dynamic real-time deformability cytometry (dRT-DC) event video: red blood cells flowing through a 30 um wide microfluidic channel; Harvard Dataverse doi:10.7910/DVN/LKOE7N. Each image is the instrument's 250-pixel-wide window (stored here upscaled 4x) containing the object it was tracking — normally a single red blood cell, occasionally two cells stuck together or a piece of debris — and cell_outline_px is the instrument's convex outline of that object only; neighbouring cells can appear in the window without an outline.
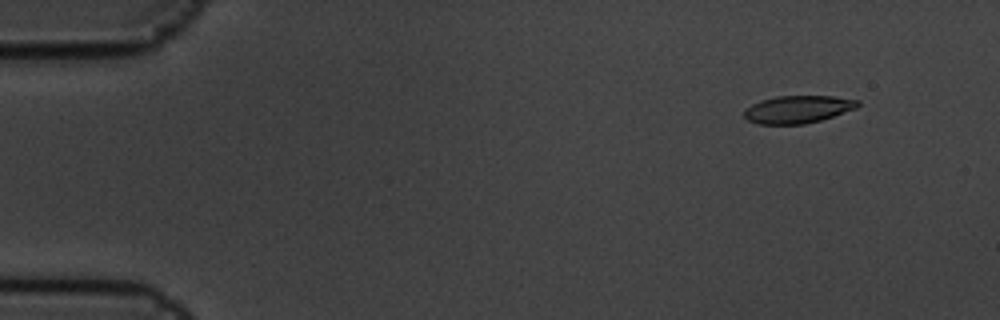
{"species": "common noctule bat (a hibernating species)", "species_latin": "Nyctalus noctula", "temperature_condition": "cold", "stored_images_in_passage": 6, "camera_frame_rate_fps": 3000, "um_per_image_px": 0.085, "animal": {"sex": "male", "body_mass_g": 19.5, "forearm_length_mm": 54.6}, "frame": {"image": 1, "passage_image": 2, "time_ms": 0.333, "image_size_px": [1000, 320], "cell_outline_px": [[860, 104], [856, 108], [820, 120], [804, 124], [756, 124], [748, 120], [744, 116], [744, 112], [752, 104], [776, 96], [832, 96], [860, 100]], "centroid_in_image_um": [67.83, 9.29], "position_along_channel_um": 17.2, "area_um2": 18.03}}
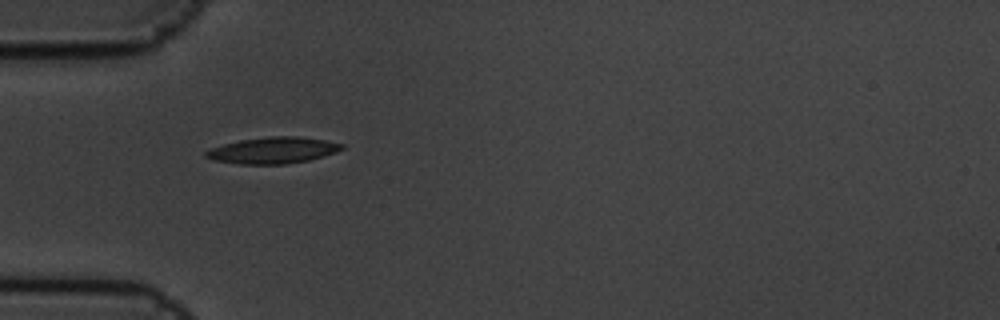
{"frame": {"image": 2, "passage_image": 5, "time_ms": 1.333, "image_size_px": [1000, 320], "cell_outline_px": [[344, 148], [336, 152], [324, 156], [308, 160], [284, 164], [240, 164], [216, 160], [204, 156], [204, 152], [208, 148], [240, 140], [268, 136], [296, 136], [324, 140], [344, 144]], "centroid_in_image_um": [23.19, 12.77], "position_along_channel_um": 61.8, "area_um2": 20.81}}
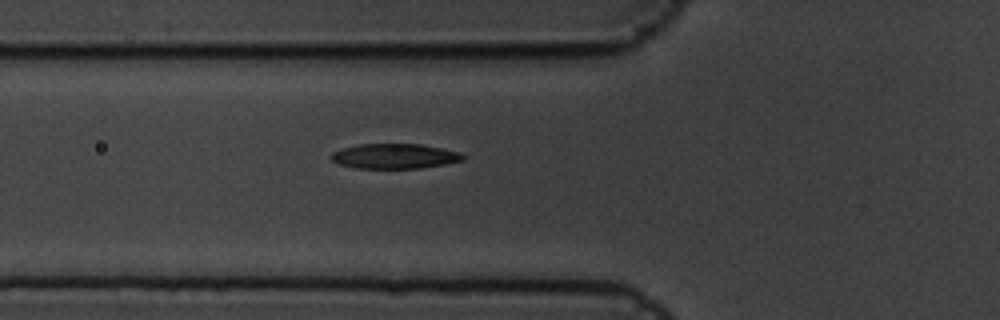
{"frame": {"image": 3, "passage_image": 6, "time_ms": 1.667, "image_size_px": [1000, 320], "cell_outline_px": [[468, 156], [464, 160], [444, 164], [420, 168], [356, 168], [340, 164], [332, 160], [328, 156], [332, 152], [340, 148], [360, 144], [420, 144], [460, 152]], "centroid_in_image_um": [33.53, 13.27], "position_along_channel_um": 92.3, "area_um2": 19.25}}